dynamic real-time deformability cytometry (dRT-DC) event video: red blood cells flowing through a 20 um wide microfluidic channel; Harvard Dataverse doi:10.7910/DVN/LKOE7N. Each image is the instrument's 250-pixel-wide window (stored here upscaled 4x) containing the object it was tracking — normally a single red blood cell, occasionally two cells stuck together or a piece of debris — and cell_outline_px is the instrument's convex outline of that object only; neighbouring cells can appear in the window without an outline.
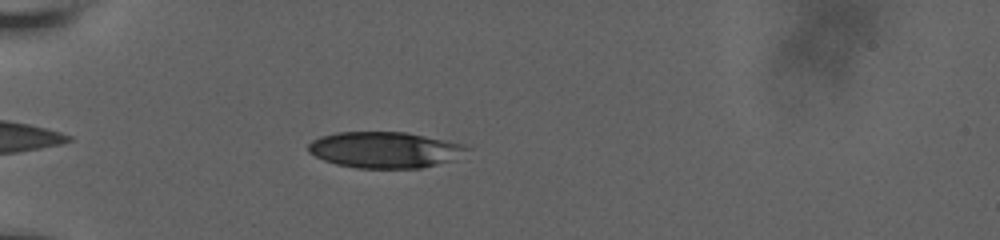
{"species": "human", "species_latin": "Homo sapiens", "temperature_condition": "room temperature", "stored_images_in_passage": 17, "camera_frame_rate_fps": 3000, "um_per_image_px": 0.085, "donor": {"sex": "male"}, "frame": {"image": 1, "passage_image": 3, "time_ms": 1.333, "image_size_px": [1000, 240], "cell_outline_px": [[468, 148], [448, 160], [436, 164], [420, 168], [356, 168], [336, 164], [324, 160], [308, 152], [308, 144], [312, 140], [320, 136], [336, 132], [408, 132], [464, 144]], "centroid_in_image_um": [32.6, 12.72], "position_along_channel_um": 52.4, "area_um2": 32.95}}
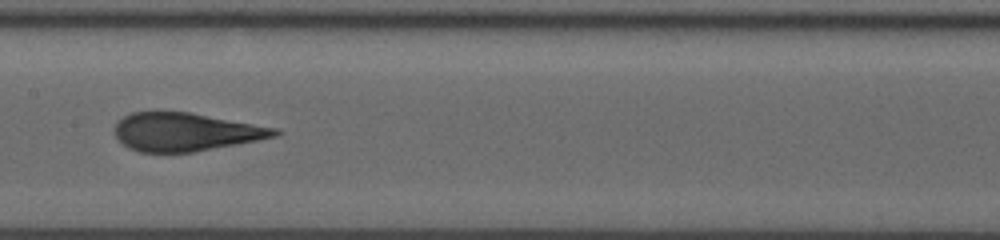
{"frame": {"image": 2, "passage_image": 9, "time_ms": 5.667, "image_size_px": [1000, 240], "cell_outline_px": [[284, 132], [280, 136], [192, 152], [140, 152], [128, 148], [116, 136], [116, 124], [124, 116], [132, 112], [188, 112], [280, 128]], "centroid_in_image_um": [15.85, 11.21], "position_along_channel_um": 191.5, "area_um2": 35.49}}
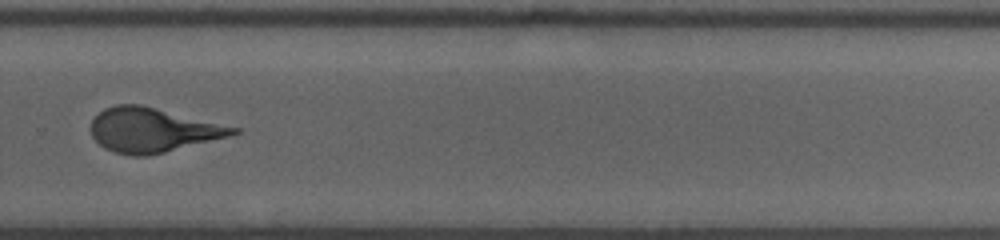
{"frame": {"image": 3, "passage_image": 15, "time_ms": 9.0, "image_size_px": [1000, 240], "cell_outline_px": [[240, 132], [228, 136], [164, 152], [144, 156], [132, 156], [112, 152], [104, 148], [92, 136], [88, 128], [92, 120], [104, 108], [116, 104], [140, 104], [240, 128]], "centroid_in_image_um": [12.91, 11.05], "position_along_channel_um": 316.9, "area_um2": 36.53}}